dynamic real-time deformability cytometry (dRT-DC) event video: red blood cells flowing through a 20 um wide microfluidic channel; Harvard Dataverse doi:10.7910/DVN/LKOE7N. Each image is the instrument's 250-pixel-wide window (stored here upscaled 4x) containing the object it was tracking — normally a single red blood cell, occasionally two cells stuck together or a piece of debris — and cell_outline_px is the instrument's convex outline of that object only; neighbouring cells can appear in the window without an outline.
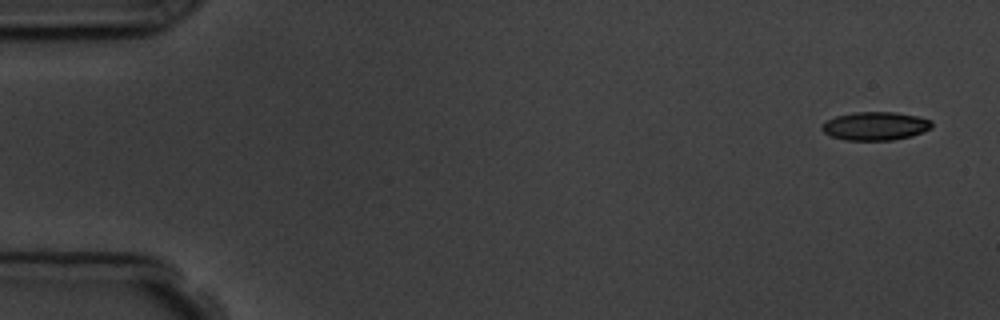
{"species": "common noctule bat (a hibernating species)", "species_latin": "Nyctalus noctula", "temperature_condition": "room temperature", "stored_images_in_passage": 5, "camera_frame_rate_fps": 3000, "um_per_image_px": 0.085, "animal": {"sex": "male", "body_mass_g": 19.5, "forearm_length_mm": 54.6}, "frame": {"image": 1, "passage_image": 1, "time_ms": 0.0, "image_size_px": [1000, 320], "cell_outline_px": [[932, 128], [912, 136], [892, 140], [844, 140], [832, 136], [824, 132], [820, 128], [820, 124], [836, 116], [856, 112], [896, 112], [916, 116], [932, 120]], "centroid_in_image_um": [74.4, 10.71], "position_along_channel_um": 10.6, "area_um2": 18.21}}
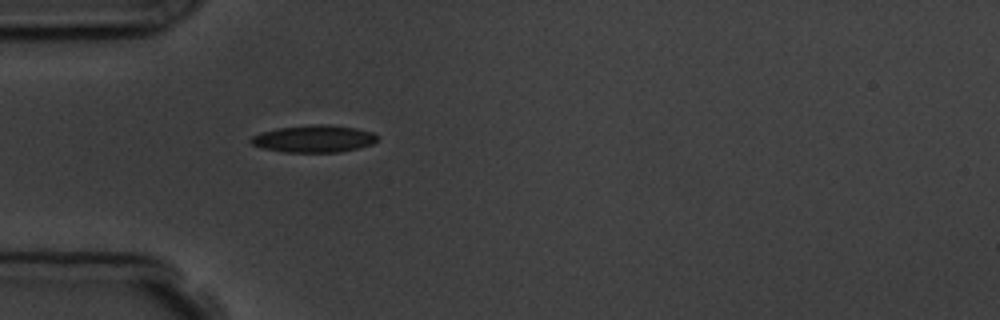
{"frame": {"image": 2, "passage_image": 5, "time_ms": 4.667, "image_size_px": [1000, 320], "cell_outline_px": [[380, 140], [372, 144], [360, 148], [340, 152], [284, 152], [264, 148], [252, 144], [248, 140], [252, 136], [264, 132], [280, 128], [320, 124], [328, 124], [356, 128], [372, 132], [380, 136]], "centroid_in_image_um": [26.77, 11.8], "position_along_channel_um": 58.2, "area_um2": 20.0}}